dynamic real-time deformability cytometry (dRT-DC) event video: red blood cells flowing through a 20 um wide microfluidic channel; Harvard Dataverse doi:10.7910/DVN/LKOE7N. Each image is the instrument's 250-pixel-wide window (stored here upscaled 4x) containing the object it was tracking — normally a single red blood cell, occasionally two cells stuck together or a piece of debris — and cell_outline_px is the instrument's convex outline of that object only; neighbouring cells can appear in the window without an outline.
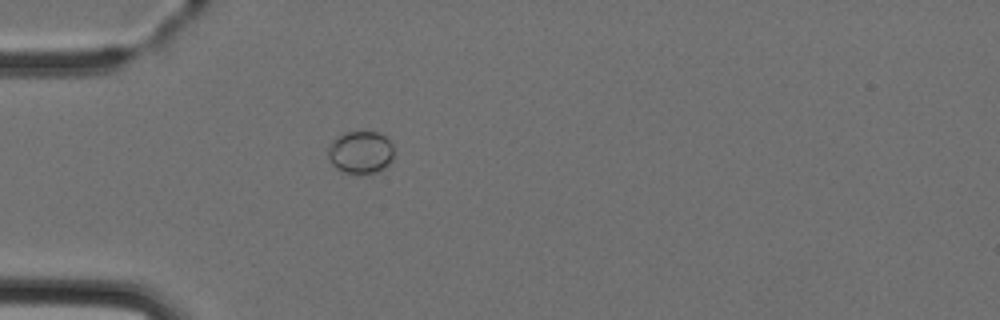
{"species": "Egyptian fruit bat (a non-hibernating species)", "species_latin": "Rousettus aegyptiacus", "temperature_condition": "cold", "stored_images_in_passage": 4, "camera_frame_rate_fps": 3000, "um_per_image_px": 0.085, "animal": {"sex": "female"}, "frame": {"image": 1, "passage_image": 4, "time_ms": 4.0, "image_size_px": [1000, 320], "cell_outline_px": [[392, 160], [380, 172], [344, 172], [336, 168], [332, 164], [328, 156], [328, 148], [332, 140], [344, 132], [380, 132], [392, 144]], "centroid_in_image_um": [30.64, 12.92], "position_along_channel_um": 54.4, "area_um2": 16.13}}